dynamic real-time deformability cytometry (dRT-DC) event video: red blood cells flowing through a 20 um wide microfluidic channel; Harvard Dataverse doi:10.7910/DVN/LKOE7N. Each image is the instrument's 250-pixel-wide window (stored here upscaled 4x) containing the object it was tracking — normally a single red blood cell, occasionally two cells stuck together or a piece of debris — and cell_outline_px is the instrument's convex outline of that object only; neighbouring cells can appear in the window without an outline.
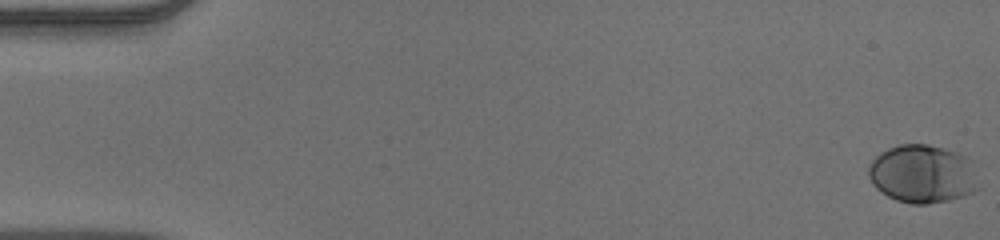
{"species": "human", "species_latin": "Homo sapiens", "temperature_condition": "warm", "stored_images_in_passage": 54, "camera_frame_rate_fps": 3000, "um_per_image_px": 0.085, "donor": {"sex": "male"}, "frame": {"image": 1, "passage_image": 1, "time_ms": 0.0, "image_size_px": [1000, 240], "cell_outline_px": [[980, 188], [976, 192], [964, 196], [948, 200], [928, 204], [912, 204], [896, 200], [880, 192], [872, 184], [868, 176], [868, 168], [872, 160], [880, 152], [888, 148], [900, 144], [928, 144], [944, 148], [968, 156], [972, 160], [980, 184]], "centroid_in_image_um": [78.46, 14.78], "position_along_channel_um": 6.5, "area_um2": 38.09}}
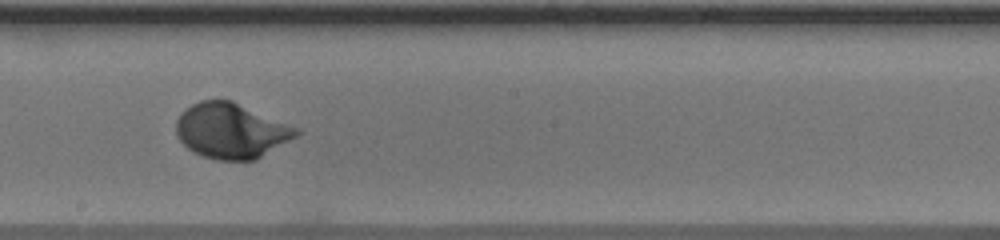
{"frame": {"image": 2, "passage_image": 31, "time_ms": 10.0, "image_size_px": [1000, 240], "cell_outline_px": [[300, 132], [296, 136], [256, 160], [216, 160], [204, 156], [188, 148], [180, 140], [176, 132], [176, 120], [180, 112], [192, 104], [200, 100], [232, 100], [300, 128]], "centroid_in_image_um": [19.65, 11.1], "position_along_channel_um": 228.5, "area_um2": 38.67}}
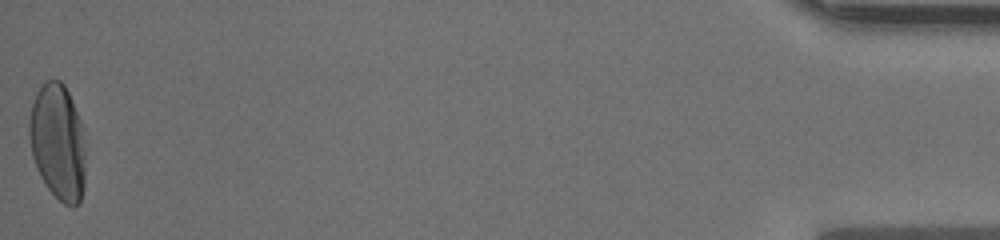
{"frame": {"image": 3, "passage_image": 54, "time_ms": 17.667, "image_size_px": [1000, 240], "cell_outline_px": [[84, 188], [80, 200], [72, 208], [64, 204], [48, 188], [40, 176], [36, 168], [32, 156], [28, 136], [28, 124], [32, 104], [36, 92], [48, 80], [60, 80], [64, 84], [72, 100], [80, 120], [84, 152]], "centroid_in_image_um": [4.89, 12.08], "position_along_channel_um": 430.3, "area_um2": 37.86}, "authors_computed_cell_mechanics": {"area_um2": 36.2984, "velocity_mm_per_s": 3.8765, "shape_relaxation_time_tau1_ms": 2.6511, "shape_relaxation_time_tau2_ms": null, "deformation_change_tau1": 0.1837, "deformation_change_tau2": null}}